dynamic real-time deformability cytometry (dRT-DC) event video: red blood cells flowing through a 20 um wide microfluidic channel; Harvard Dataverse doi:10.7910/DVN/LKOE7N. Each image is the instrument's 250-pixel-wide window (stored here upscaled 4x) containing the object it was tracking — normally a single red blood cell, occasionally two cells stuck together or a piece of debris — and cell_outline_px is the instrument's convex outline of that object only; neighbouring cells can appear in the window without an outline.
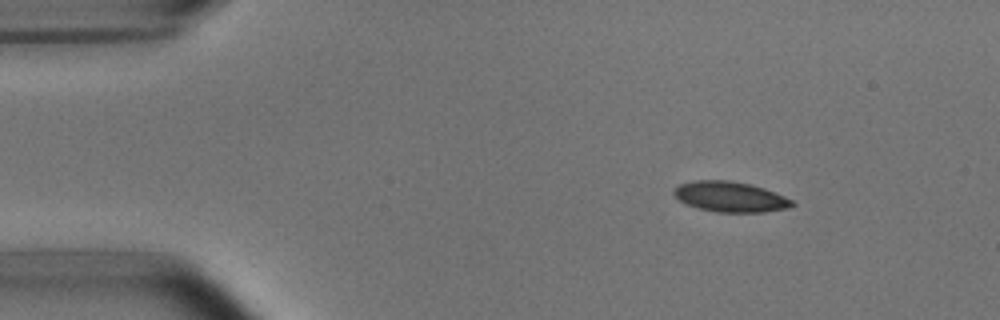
{"species": "common noctule bat (a hibernating species)", "species_latin": "Nyctalus noctula", "temperature_condition": "room temperature", "stored_images_in_passage": 9, "camera_frame_rate_fps": 3000, "um_per_image_px": 0.085, "animal": {"sex": "male", "body_mass_g": 15.6}, "frame": {"image": 1, "passage_image": 1, "time_ms": 0.0, "image_size_px": [1000, 320], "cell_outline_px": [[796, 204], [792, 208], [764, 212], [716, 212], [700, 208], [688, 204], [680, 200], [672, 192], [680, 184], [696, 180], [728, 180], [748, 184], [764, 188], [784, 196], [792, 200]], "centroid_in_image_um": [62.12, 16.73], "position_along_channel_um": 22.9, "area_um2": 20.75}}
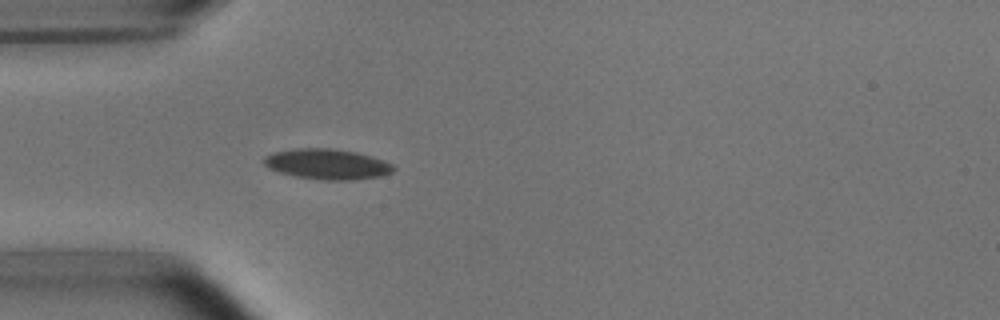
{"frame": {"image": 2, "passage_image": 9, "time_ms": 2.667, "image_size_px": [1000, 320], "cell_outline_px": [[396, 168], [392, 172], [380, 176], [352, 180], [324, 180], [296, 176], [280, 172], [268, 168], [264, 164], [264, 156], [272, 152], [296, 148], [332, 148], [356, 152], [372, 156], [384, 160], [392, 164]], "centroid_in_image_um": [27.81, 13.94], "position_along_channel_um": 57.2, "area_um2": 23.0}}